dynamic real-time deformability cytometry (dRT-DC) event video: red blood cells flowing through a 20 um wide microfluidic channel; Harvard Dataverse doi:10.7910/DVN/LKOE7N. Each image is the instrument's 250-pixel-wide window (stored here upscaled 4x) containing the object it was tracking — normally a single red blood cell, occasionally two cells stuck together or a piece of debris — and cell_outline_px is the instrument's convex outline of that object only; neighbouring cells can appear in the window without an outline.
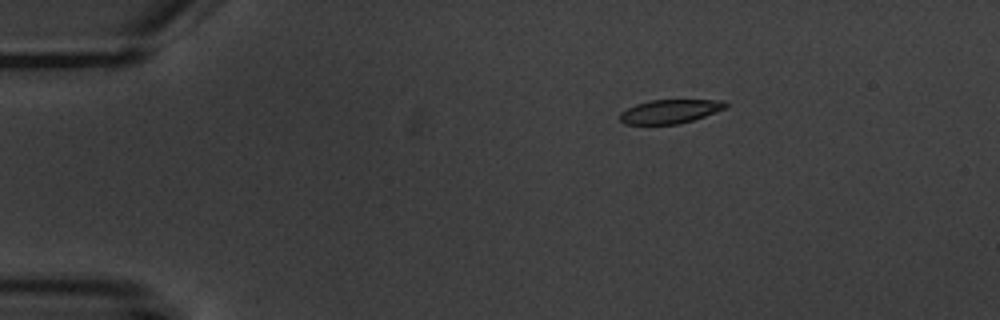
{"species": "common noctule bat (a hibernating species)", "species_latin": "Nyctalus noctula", "temperature_condition": "warm", "stored_images_in_passage": 6, "camera_frame_rate_fps": 3000, "um_per_image_px": 0.085, "animal": {"sex": "male", "body_mass_g": 20.1, "forearm_length_mm": 53.5}, "frame": {"image": 1, "passage_image": 4, "time_ms": 3.333, "image_size_px": [1000, 320], "cell_outline_px": [[728, 104], [724, 108], [704, 116], [680, 124], [624, 124], [620, 120], [620, 112], [636, 104], [652, 100], [724, 100]], "centroid_in_image_um": [56.92, 9.47], "position_along_channel_um": 28.1, "area_um2": 14.51}}